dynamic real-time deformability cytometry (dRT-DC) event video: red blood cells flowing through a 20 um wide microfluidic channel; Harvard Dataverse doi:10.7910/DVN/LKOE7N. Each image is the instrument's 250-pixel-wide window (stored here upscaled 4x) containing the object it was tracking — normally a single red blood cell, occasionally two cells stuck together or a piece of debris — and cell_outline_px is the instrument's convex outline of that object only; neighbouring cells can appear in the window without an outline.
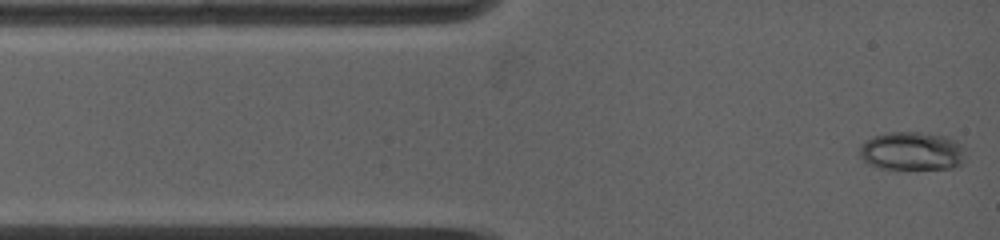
{"species": "common noctule bat (a hibernating species)", "species_latin": "Nyctalus noctula", "temperature_condition": "warm", "stored_images_in_passage": 42, "camera_frame_rate_fps": 5000, "um_per_image_px": 0.085, "animal": {"sex": "female", "body_mass_g": 19.0, "forearm_length_mm": 53.3}, "frame": {"image": 1, "passage_image": 1, "time_ms": 0.0, "image_size_px": [1000, 240], "cell_outline_px": [[964, 160], [960, 164], [952, 168], [896, 172], [880, 168], [868, 164], [860, 156], [860, 144], [876, 136], [888, 132], [920, 132], [944, 136], [960, 144], [964, 148]], "centroid_in_image_um": [77.5, 12.91], "position_along_channel_um": 7.5, "area_um2": 24.39}}
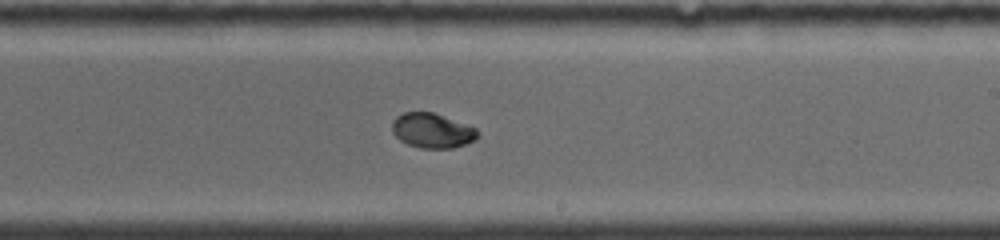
{"frame": {"image": 2, "passage_image": 22, "time_ms": 7.4, "image_size_px": [1000, 240], "cell_outline_px": [[480, 136], [476, 140], [452, 148], [420, 148], [408, 144], [400, 140], [392, 132], [392, 120], [396, 116], [404, 112], [432, 112], [476, 128], [480, 132]], "centroid_in_image_um": [36.74, 11.1], "position_along_channel_um": 252.3, "area_um2": 17.34}}
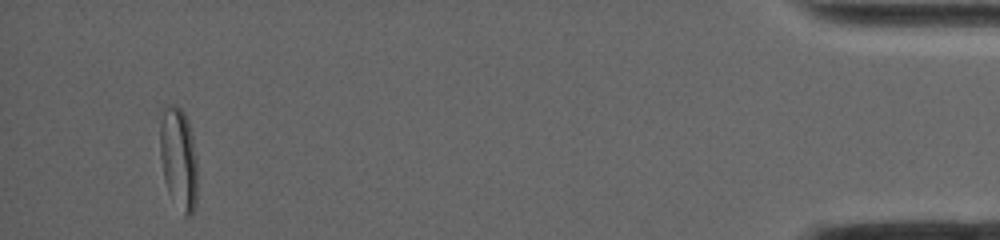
{"frame": {"image": 3, "passage_image": 42, "time_ms": 14.4, "image_size_px": [1000, 240], "cell_outline_px": [[196, 204], [192, 212], [188, 216], [184, 216], [168, 192], [164, 180], [160, 156], [160, 108], [168, 104], [176, 104], [184, 112], [188, 120], [192, 136], [196, 156]], "centroid_in_image_um": [15.15, 13.4], "position_along_channel_um": 420.1, "area_um2": 22.6}, "authors_computed_cell_mechanics": {"area_um2": 18.0625, "velocity_mm_per_s": 3.9396, "shape_relaxation_time_tau1_ms": 7.603, "shape_relaxation_time_tau2_ms": null, "deformation_change_tau1": 0.2302, "deformation_change_tau2": null}}